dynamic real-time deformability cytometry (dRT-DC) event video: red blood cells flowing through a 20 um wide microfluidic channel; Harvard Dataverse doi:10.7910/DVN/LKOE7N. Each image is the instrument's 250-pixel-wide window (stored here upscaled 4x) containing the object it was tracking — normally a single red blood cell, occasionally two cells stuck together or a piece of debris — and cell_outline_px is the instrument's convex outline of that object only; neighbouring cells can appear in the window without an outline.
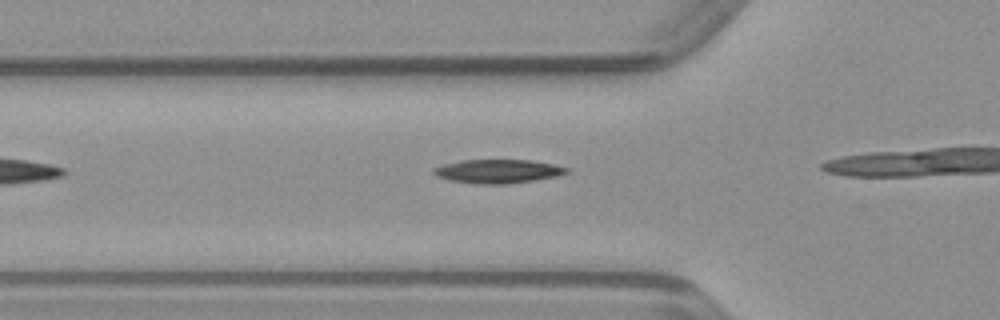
{"species": "common noctule bat (a hibernating species)", "species_latin": "Nyctalus noctula", "temperature_condition": "warm", "stored_images_in_passage": 4, "camera_frame_rate_fps": 3000, "um_per_image_px": 0.085, "animal": {"sex": "male", "body_mass_g": 23.1, "forearm_length_mm": 52.7}, "frame": {"image": 1, "passage_image": 2, "time_ms": 0.333, "image_size_px": [1000, 320], "cell_outline_px": [[568, 172], [556, 176], [536, 180], [504, 184], [476, 184], [448, 180], [436, 176], [432, 172], [432, 168], [444, 164], [464, 160], [532, 160], [552, 164], [568, 168]], "centroid_in_image_um": [42.28, 14.56], "position_along_channel_um": 83.5, "area_um2": 18.38}}